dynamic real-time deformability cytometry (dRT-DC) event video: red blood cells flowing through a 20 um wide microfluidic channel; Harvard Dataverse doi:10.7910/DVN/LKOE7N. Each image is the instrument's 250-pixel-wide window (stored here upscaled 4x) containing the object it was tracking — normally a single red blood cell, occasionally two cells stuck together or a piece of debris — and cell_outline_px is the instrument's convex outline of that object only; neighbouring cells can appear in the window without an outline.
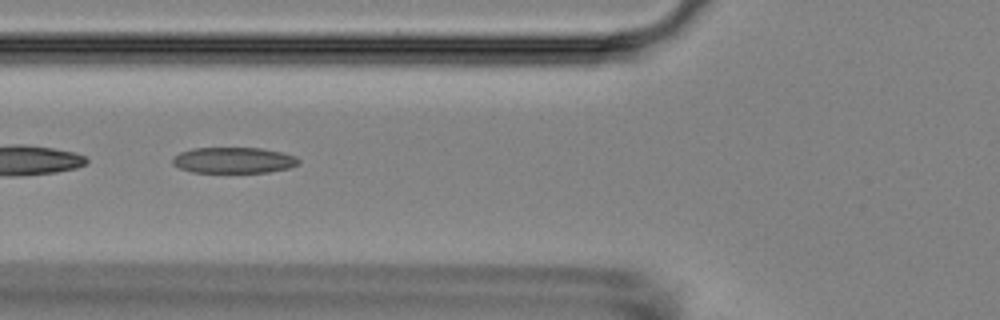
{"species": "Egyptian fruit bat (a non-hibernating species)", "species_latin": "Rousettus aegyptiacus", "temperature_condition": "room temperature", "stored_images_in_passage": 7, "camera_frame_rate_fps": 3000, "um_per_image_px": 0.085, "animal": {"sex": "female"}, "frame": {"image": 1, "passage_image": 6, "time_ms": 6.0, "image_size_px": [1000, 320], "cell_outline_px": [[300, 164], [288, 168], [268, 172], [192, 172], [180, 168], [172, 164], [172, 160], [180, 152], [192, 148], [260, 148], [280, 152], [296, 156], [300, 160]], "centroid_in_image_um": [19.87, 13.62], "position_along_channel_um": 105.9, "area_um2": 18.96}}